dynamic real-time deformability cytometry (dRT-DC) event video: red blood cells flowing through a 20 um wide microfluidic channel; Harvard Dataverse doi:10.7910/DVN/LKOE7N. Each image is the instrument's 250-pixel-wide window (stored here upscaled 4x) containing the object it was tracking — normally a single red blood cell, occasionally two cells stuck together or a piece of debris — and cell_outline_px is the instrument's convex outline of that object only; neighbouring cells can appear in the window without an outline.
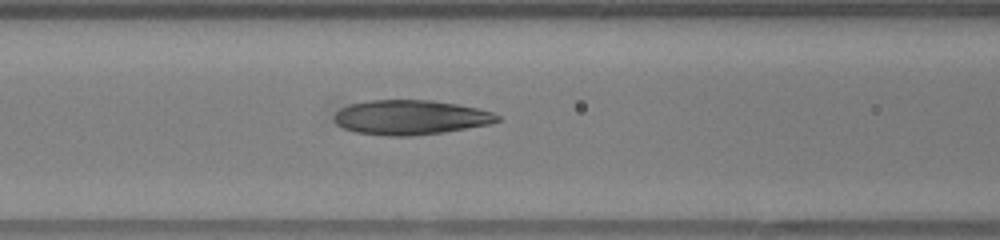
{"species": "human", "species_latin": "Homo sapiens", "temperature_condition": "warm", "stored_images_in_passage": 30, "camera_frame_rate_fps": 3000, "um_per_image_px": 0.085, "donor": {"sex": "female"}, "frame": {"image": 1, "passage_image": 6, "time_ms": 1.667, "image_size_px": [1000, 240], "cell_outline_px": [[500, 120], [488, 124], [444, 132], [412, 136], [388, 136], [356, 132], [344, 128], [336, 124], [332, 120], [332, 116], [340, 108], [348, 104], [368, 100], [432, 100], [456, 104], [476, 108], [492, 112], [500, 116]], "centroid_in_image_um": [34.83, 9.97], "position_along_channel_um": 131.8, "area_um2": 33.0}}
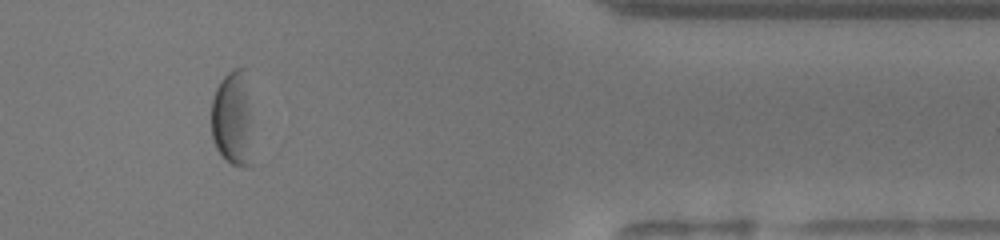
{"frame": {"image": 2, "passage_image": 23, "time_ms": 7.333, "image_size_px": [1000, 240], "cell_outline_px": [[252, 164], [232, 164], [220, 156], [212, 140], [212, 100], [216, 88], [220, 80], [228, 72], [236, 68], [244, 68], [248, 108]], "centroid_in_image_um": [19.71, 10.1], "position_along_channel_um": 391.7, "area_um2": 22.14}}
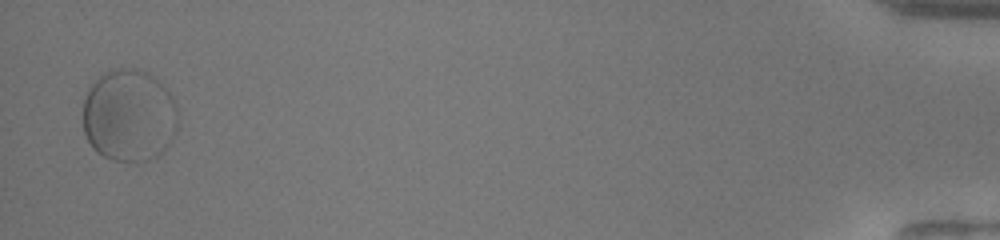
{"frame": {"image": 3, "passage_image": 29, "time_ms": 9.333, "image_size_px": [1000, 240], "cell_outline_px": [[180, 124], [168, 144], [156, 156], [148, 160], [136, 164], [112, 160], [96, 152], [92, 148], [84, 132], [80, 116], [84, 100], [92, 84], [104, 72], [112, 68], [136, 68], [148, 72], [160, 80], [168, 88], [172, 96], [180, 120]], "centroid_in_image_um": [10.97, 9.82], "position_along_channel_um": 424.2, "area_um2": 52.48}}